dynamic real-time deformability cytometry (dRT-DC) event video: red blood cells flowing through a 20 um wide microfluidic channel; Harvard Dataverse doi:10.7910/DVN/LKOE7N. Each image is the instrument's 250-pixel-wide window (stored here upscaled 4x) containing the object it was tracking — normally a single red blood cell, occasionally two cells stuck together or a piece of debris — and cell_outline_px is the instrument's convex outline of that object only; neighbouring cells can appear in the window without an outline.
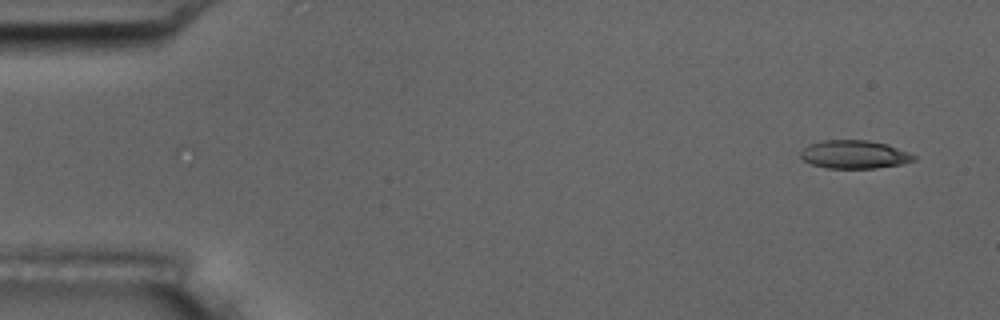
{"species": "common noctule bat (a hibernating species)", "species_latin": "Nyctalus noctula", "temperature_condition": "room temperature", "stored_images_in_passage": 4, "camera_frame_rate_fps": 3000, "um_per_image_px": 0.085, "animal": {"sex": "male", "body_mass_g": 17.5, "forearm_length_mm": 52.3}, "frame": {"image": 1, "passage_image": 1, "time_ms": 0.0, "image_size_px": [1000, 320], "cell_outline_px": [[916, 160], [904, 164], [876, 168], [828, 168], [812, 164], [804, 160], [800, 156], [800, 152], [808, 144], [824, 140], [868, 140], [888, 144], [908, 152], [916, 156]], "centroid_in_image_um": [72.65, 13.13], "position_along_channel_um": 12.4, "area_um2": 18.73}}